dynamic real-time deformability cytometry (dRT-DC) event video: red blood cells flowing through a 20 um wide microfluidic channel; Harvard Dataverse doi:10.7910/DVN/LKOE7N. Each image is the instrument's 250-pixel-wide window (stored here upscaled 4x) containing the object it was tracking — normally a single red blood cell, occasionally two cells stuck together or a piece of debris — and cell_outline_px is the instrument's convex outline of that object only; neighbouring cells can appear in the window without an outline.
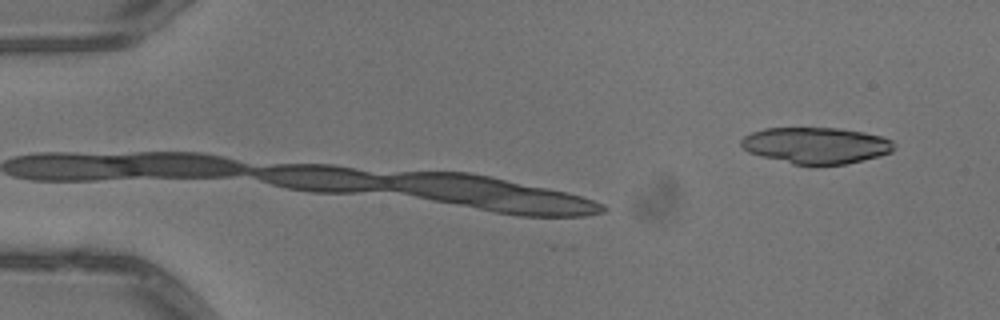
{"species": "common noctule bat (a hibernating species)", "species_latin": "Nyctalus noctula", "temperature_condition": "warm", "stored_images_in_passage": 13, "camera_frame_rate_fps": 3000, "um_per_image_px": 0.085, "animal": {"sex": "male", "body_mass_g": 13.3}, "frame": {"image": 1, "passage_image": 13, "time_ms": 4.0, "image_size_px": [1000, 320], "cell_outline_px": [[896, 148], [892, 152], [880, 156], [864, 160], [844, 164], [816, 168], [792, 164], [760, 156], [748, 152], [740, 144], [740, 140], [744, 136], [752, 132], [764, 128], [836, 128], [864, 132], [880, 136], [892, 140], [896, 144]], "centroid_in_image_um": [69.38, 12.39], "position_along_channel_um": 15.6, "area_um2": 33.18}}